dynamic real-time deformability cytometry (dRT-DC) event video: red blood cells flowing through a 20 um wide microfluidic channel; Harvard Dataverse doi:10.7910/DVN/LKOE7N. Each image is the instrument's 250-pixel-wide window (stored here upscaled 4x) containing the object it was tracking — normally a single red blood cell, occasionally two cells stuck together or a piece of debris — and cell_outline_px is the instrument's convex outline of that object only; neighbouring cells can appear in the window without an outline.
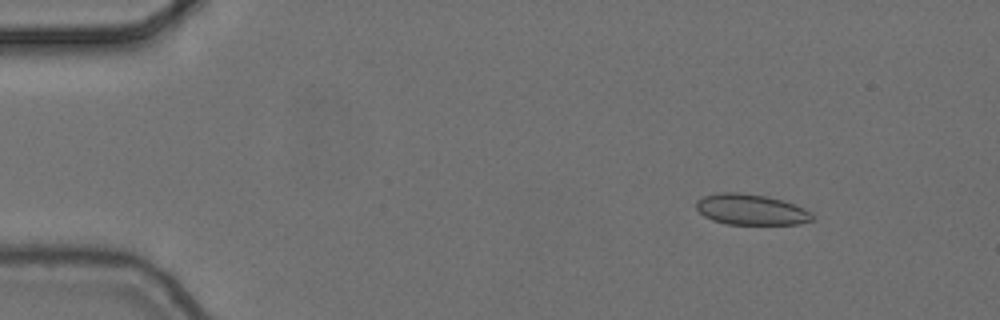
{"species": "common noctule bat (a hibernating species)", "species_latin": "Nyctalus noctula", "temperature_condition": "cold", "stored_images_in_passage": 5, "camera_frame_rate_fps": 3000, "um_per_image_px": 0.085, "animal": {"sex": "female", "body_mass_g": 24.6, "forearm_length_mm": 56.2}, "frame": {"image": 1, "passage_image": 2, "time_ms": 0.333, "image_size_px": [1000, 320], "cell_outline_px": [[812, 220], [800, 224], [728, 224], [712, 220], [704, 216], [696, 208], [696, 200], [704, 196], [720, 192], [740, 192], [764, 196], [780, 200], [804, 208], [812, 212]], "centroid_in_image_um": [63.8, 17.81], "position_along_channel_um": 21.2, "area_um2": 20.63}}
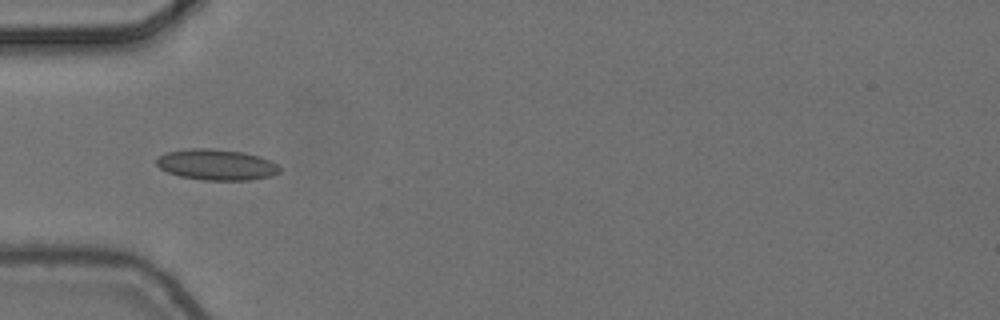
{"frame": {"image": 2, "passage_image": 5, "time_ms": 1.333, "image_size_px": [1000, 320], "cell_outline_px": [[280, 172], [272, 176], [248, 180], [204, 180], [180, 176], [168, 172], [160, 168], [156, 164], [156, 160], [164, 152], [192, 148], [212, 148], [244, 152], [260, 156], [276, 164], [280, 168]], "centroid_in_image_um": [18.4, 13.99], "position_along_channel_um": 66.6, "area_um2": 22.2}}